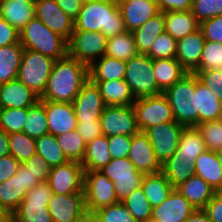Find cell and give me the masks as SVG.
Masks as SVG:
<instances>
[{
	"instance_id": "1",
	"label": "cell",
	"mask_w": 222,
	"mask_h": 222,
	"mask_svg": "<svg viewBox=\"0 0 222 222\" xmlns=\"http://www.w3.org/2000/svg\"><path fill=\"white\" fill-rule=\"evenodd\" d=\"M89 80V66L66 56L55 60L43 95L44 101L72 103Z\"/></svg>"
},
{
	"instance_id": "2",
	"label": "cell",
	"mask_w": 222,
	"mask_h": 222,
	"mask_svg": "<svg viewBox=\"0 0 222 222\" xmlns=\"http://www.w3.org/2000/svg\"><path fill=\"white\" fill-rule=\"evenodd\" d=\"M74 31L102 32L109 38L126 29L118 5L113 0H98L82 4L74 20Z\"/></svg>"
},
{
	"instance_id": "3",
	"label": "cell",
	"mask_w": 222,
	"mask_h": 222,
	"mask_svg": "<svg viewBox=\"0 0 222 222\" xmlns=\"http://www.w3.org/2000/svg\"><path fill=\"white\" fill-rule=\"evenodd\" d=\"M196 74L187 73L162 93L173 112L174 120L185 126L197 125Z\"/></svg>"
},
{
	"instance_id": "4",
	"label": "cell",
	"mask_w": 222,
	"mask_h": 222,
	"mask_svg": "<svg viewBox=\"0 0 222 222\" xmlns=\"http://www.w3.org/2000/svg\"><path fill=\"white\" fill-rule=\"evenodd\" d=\"M24 49L37 51L55 60L68 55V41L50 30L40 19L34 17L20 32Z\"/></svg>"
},
{
	"instance_id": "5",
	"label": "cell",
	"mask_w": 222,
	"mask_h": 222,
	"mask_svg": "<svg viewBox=\"0 0 222 222\" xmlns=\"http://www.w3.org/2000/svg\"><path fill=\"white\" fill-rule=\"evenodd\" d=\"M55 59L37 51L24 49L18 80L41 97L46 89Z\"/></svg>"
},
{
	"instance_id": "6",
	"label": "cell",
	"mask_w": 222,
	"mask_h": 222,
	"mask_svg": "<svg viewBox=\"0 0 222 222\" xmlns=\"http://www.w3.org/2000/svg\"><path fill=\"white\" fill-rule=\"evenodd\" d=\"M125 82L136 99L162 94L153 71V60L146 54H137L126 61Z\"/></svg>"
},
{
	"instance_id": "7",
	"label": "cell",
	"mask_w": 222,
	"mask_h": 222,
	"mask_svg": "<svg viewBox=\"0 0 222 222\" xmlns=\"http://www.w3.org/2000/svg\"><path fill=\"white\" fill-rule=\"evenodd\" d=\"M83 192L87 214L118 203L114 184L102 171H84Z\"/></svg>"
},
{
	"instance_id": "8",
	"label": "cell",
	"mask_w": 222,
	"mask_h": 222,
	"mask_svg": "<svg viewBox=\"0 0 222 222\" xmlns=\"http://www.w3.org/2000/svg\"><path fill=\"white\" fill-rule=\"evenodd\" d=\"M52 195L48 182H41L32 187L12 214L13 222H53L48 210Z\"/></svg>"
},
{
	"instance_id": "9",
	"label": "cell",
	"mask_w": 222,
	"mask_h": 222,
	"mask_svg": "<svg viewBox=\"0 0 222 222\" xmlns=\"http://www.w3.org/2000/svg\"><path fill=\"white\" fill-rule=\"evenodd\" d=\"M100 171L114 184L119 202H122L135 189L140 188L145 176L137 171L135 165L127 157L112 159Z\"/></svg>"
},
{
	"instance_id": "10",
	"label": "cell",
	"mask_w": 222,
	"mask_h": 222,
	"mask_svg": "<svg viewBox=\"0 0 222 222\" xmlns=\"http://www.w3.org/2000/svg\"><path fill=\"white\" fill-rule=\"evenodd\" d=\"M107 37L102 32L73 31L68 40V56L90 66L105 55Z\"/></svg>"
},
{
	"instance_id": "11",
	"label": "cell",
	"mask_w": 222,
	"mask_h": 222,
	"mask_svg": "<svg viewBox=\"0 0 222 222\" xmlns=\"http://www.w3.org/2000/svg\"><path fill=\"white\" fill-rule=\"evenodd\" d=\"M140 132L161 123L175 121L172 109L162 94L138 98L133 103Z\"/></svg>"
},
{
	"instance_id": "12",
	"label": "cell",
	"mask_w": 222,
	"mask_h": 222,
	"mask_svg": "<svg viewBox=\"0 0 222 222\" xmlns=\"http://www.w3.org/2000/svg\"><path fill=\"white\" fill-rule=\"evenodd\" d=\"M99 120L102 133L107 137L116 135L133 136L140 132L133 105L105 106Z\"/></svg>"
},
{
	"instance_id": "13",
	"label": "cell",
	"mask_w": 222,
	"mask_h": 222,
	"mask_svg": "<svg viewBox=\"0 0 222 222\" xmlns=\"http://www.w3.org/2000/svg\"><path fill=\"white\" fill-rule=\"evenodd\" d=\"M184 127L176 121H170L144 131L161 165L176 152Z\"/></svg>"
},
{
	"instance_id": "14",
	"label": "cell",
	"mask_w": 222,
	"mask_h": 222,
	"mask_svg": "<svg viewBox=\"0 0 222 222\" xmlns=\"http://www.w3.org/2000/svg\"><path fill=\"white\" fill-rule=\"evenodd\" d=\"M53 222H90L84 193L54 194L48 203Z\"/></svg>"
},
{
	"instance_id": "15",
	"label": "cell",
	"mask_w": 222,
	"mask_h": 222,
	"mask_svg": "<svg viewBox=\"0 0 222 222\" xmlns=\"http://www.w3.org/2000/svg\"><path fill=\"white\" fill-rule=\"evenodd\" d=\"M50 189L54 194L84 193V169L81 163L68 161L51 168L48 179Z\"/></svg>"
},
{
	"instance_id": "16",
	"label": "cell",
	"mask_w": 222,
	"mask_h": 222,
	"mask_svg": "<svg viewBox=\"0 0 222 222\" xmlns=\"http://www.w3.org/2000/svg\"><path fill=\"white\" fill-rule=\"evenodd\" d=\"M35 17L40 19L50 30L67 41L74 31V20L57 5L55 0H37L34 4Z\"/></svg>"
},
{
	"instance_id": "17",
	"label": "cell",
	"mask_w": 222,
	"mask_h": 222,
	"mask_svg": "<svg viewBox=\"0 0 222 222\" xmlns=\"http://www.w3.org/2000/svg\"><path fill=\"white\" fill-rule=\"evenodd\" d=\"M77 121L99 120L105 108L99 88L90 79L72 102Z\"/></svg>"
},
{
	"instance_id": "18",
	"label": "cell",
	"mask_w": 222,
	"mask_h": 222,
	"mask_svg": "<svg viewBox=\"0 0 222 222\" xmlns=\"http://www.w3.org/2000/svg\"><path fill=\"white\" fill-rule=\"evenodd\" d=\"M196 208L178 191L173 188L168 197L158 206L153 207V222H183Z\"/></svg>"
},
{
	"instance_id": "19",
	"label": "cell",
	"mask_w": 222,
	"mask_h": 222,
	"mask_svg": "<svg viewBox=\"0 0 222 222\" xmlns=\"http://www.w3.org/2000/svg\"><path fill=\"white\" fill-rule=\"evenodd\" d=\"M143 174L158 173L162 171V165L154 153L148 136L144 132H138L132 136V142L127 157Z\"/></svg>"
},
{
	"instance_id": "20",
	"label": "cell",
	"mask_w": 222,
	"mask_h": 222,
	"mask_svg": "<svg viewBox=\"0 0 222 222\" xmlns=\"http://www.w3.org/2000/svg\"><path fill=\"white\" fill-rule=\"evenodd\" d=\"M49 134L54 136L76 130L77 118L72 103L44 101Z\"/></svg>"
},
{
	"instance_id": "21",
	"label": "cell",
	"mask_w": 222,
	"mask_h": 222,
	"mask_svg": "<svg viewBox=\"0 0 222 222\" xmlns=\"http://www.w3.org/2000/svg\"><path fill=\"white\" fill-rule=\"evenodd\" d=\"M205 41L200 29L177 41L175 59L188 73L199 67Z\"/></svg>"
},
{
	"instance_id": "22",
	"label": "cell",
	"mask_w": 222,
	"mask_h": 222,
	"mask_svg": "<svg viewBox=\"0 0 222 222\" xmlns=\"http://www.w3.org/2000/svg\"><path fill=\"white\" fill-rule=\"evenodd\" d=\"M40 97L18 79L0 85V109L29 108Z\"/></svg>"
},
{
	"instance_id": "23",
	"label": "cell",
	"mask_w": 222,
	"mask_h": 222,
	"mask_svg": "<svg viewBox=\"0 0 222 222\" xmlns=\"http://www.w3.org/2000/svg\"><path fill=\"white\" fill-rule=\"evenodd\" d=\"M126 31H134L150 18L160 13L154 0H132L129 3L118 5Z\"/></svg>"
},
{
	"instance_id": "24",
	"label": "cell",
	"mask_w": 222,
	"mask_h": 222,
	"mask_svg": "<svg viewBox=\"0 0 222 222\" xmlns=\"http://www.w3.org/2000/svg\"><path fill=\"white\" fill-rule=\"evenodd\" d=\"M194 170L216 192H222V165L218 153L206 149L196 158Z\"/></svg>"
},
{
	"instance_id": "25",
	"label": "cell",
	"mask_w": 222,
	"mask_h": 222,
	"mask_svg": "<svg viewBox=\"0 0 222 222\" xmlns=\"http://www.w3.org/2000/svg\"><path fill=\"white\" fill-rule=\"evenodd\" d=\"M92 82L99 88L106 106H131L136 101L124 79Z\"/></svg>"
},
{
	"instance_id": "26",
	"label": "cell",
	"mask_w": 222,
	"mask_h": 222,
	"mask_svg": "<svg viewBox=\"0 0 222 222\" xmlns=\"http://www.w3.org/2000/svg\"><path fill=\"white\" fill-rule=\"evenodd\" d=\"M165 31L176 41L183 39L199 29V22L191 10L163 12Z\"/></svg>"
},
{
	"instance_id": "27",
	"label": "cell",
	"mask_w": 222,
	"mask_h": 222,
	"mask_svg": "<svg viewBox=\"0 0 222 222\" xmlns=\"http://www.w3.org/2000/svg\"><path fill=\"white\" fill-rule=\"evenodd\" d=\"M197 124L222 118V101L196 75Z\"/></svg>"
},
{
	"instance_id": "28",
	"label": "cell",
	"mask_w": 222,
	"mask_h": 222,
	"mask_svg": "<svg viewBox=\"0 0 222 222\" xmlns=\"http://www.w3.org/2000/svg\"><path fill=\"white\" fill-rule=\"evenodd\" d=\"M0 15L20 33L35 17L34 4L19 0H0Z\"/></svg>"
},
{
	"instance_id": "29",
	"label": "cell",
	"mask_w": 222,
	"mask_h": 222,
	"mask_svg": "<svg viewBox=\"0 0 222 222\" xmlns=\"http://www.w3.org/2000/svg\"><path fill=\"white\" fill-rule=\"evenodd\" d=\"M177 189L196 209H203L216 193L214 188L196 174Z\"/></svg>"
},
{
	"instance_id": "30",
	"label": "cell",
	"mask_w": 222,
	"mask_h": 222,
	"mask_svg": "<svg viewBox=\"0 0 222 222\" xmlns=\"http://www.w3.org/2000/svg\"><path fill=\"white\" fill-rule=\"evenodd\" d=\"M27 192L28 189L22 181V172L18 169L15 175L0 183V205L13 214Z\"/></svg>"
},
{
	"instance_id": "31",
	"label": "cell",
	"mask_w": 222,
	"mask_h": 222,
	"mask_svg": "<svg viewBox=\"0 0 222 222\" xmlns=\"http://www.w3.org/2000/svg\"><path fill=\"white\" fill-rule=\"evenodd\" d=\"M112 160L108 148V137L101 135L86 144L81 165L84 171H100Z\"/></svg>"
},
{
	"instance_id": "32",
	"label": "cell",
	"mask_w": 222,
	"mask_h": 222,
	"mask_svg": "<svg viewBox=\"0 0 222 222\" xmlns=\"http://www.w3.org/2000/svg\"><path fill=\"white\" fill-rule=\"evenodd\" d=\"M126 61L104 55L89 66V79L91 81H108L124 79Z\"/></svg>"
},
{
	"instance_id": "33",
	"label": "cell",
	"mask_w": 222,
	"mask_h": 222,
	"mask_svg": "<svg viewBox=\"0 0 222 222\" xmlns=\"http://www.w3.org/2000/svg\"><path fill=\"white\" fill-rule=\"evenodd\" d=\"M165 31L163 12L133 31L139 54H147L158 36Z\"/></svg>"
},
{
	"instance_id": "34",
	"label": "cell",
	"mask_w": 222,
	"mask_h": 222,
	"mask_svg": "<svg viewBox=\"0 0 222 222\" xmlns=\"http://www.w3.org/2000/svg\"><path fill=\"white\" fill-rule=\"evenodd\" d=\"M153 71L157 86L162 91L173 86L188 73L175 58L154 59Z\"/></svg>"
},
{
	"instance_id": "35",
	"label": "cell",
	"mask_w": 222,
	"mask_h": 222,
	"mask_svg": "<svg viewBox=\"0 0 222 222\" xmlns=\"http://www.w3.org/2000/svg\"><path fill=\"white\" fill-rule=\"evenodd\" d=\"M23 51L20 41L0 47V85L18 78Z\"/></svg>"
},
{
	"instance_id": "36",
	"label": "cell",
	"mask_w": 222,
	"mask_h": 222,
	"mask_svg": "<svg viewBox=\"0 0 222 222\" xmlns=\"http://www.w3.org/2000/svg\"><path fill=\"white\" fill-rule=\"evenodd\" d=\"M141 188L152 207L161 204L173 190L168 178L162 172L145 174Z\"/></svg>"
},
{
	"instance_id": "37",
	"label": "cell",
	"mask_w": 222,
	"mask_h": 222,
	"mask_svg": "<svg viewBox=\"0 0 222 222\" xmlns=\"http://www.w3.org/2000/svg\"><path fill=\"white\" fill-rule=\"evenodd\" d=\"M139 54L132 31L107 38L105 55L122 61H128Z\"/></svg>"
},
{
	"instance_id": "38",
	"label": "cell",
	"mask_w": 222,
	"mask_h": 222,
	"mask_svg": "<svg viewBox=\"0 0 222 222\" xmlns=\"http://www.w3.org/2000/svg\"><path fill=\"white\" fill-rule=\"evenodd\" d=\"M169 180L173 188H177L195 174L194 162L191 158L177 157L173 154L162 164L161 171Z\"/></svg>"
},
{
	"instance_id": "39",
	"label": "cell",
	"mask_w": 222,
	"mask_h": 222,
	"mask_svg": "<svg viewBox=\"0 0 222 222\" xmlns=\"http://www.w3.org/2000/svg\"><path fill=\"white\" fill-rule=\"evenodd\" d=\"M206 150L205 142L196 126L184 127L178 148L174 153L177 157L196 158Z\"/></svg>"
},
{
	"instance_id": "40",
	"label": "cell",
	"mask_w": 222,
	"mask_h": 222,
	"mask_svg": "<svg viewBox=\"0 0 222 222\" xmlns=\"http://www.w3.org/2000/svg\"><path fill=\"white\" fill-rule=\"evenodd\" d=\"M22 132L35 139L49 134L44 100L40 99L27 108V117L24 120Z\"/></svg>"
},
{
	"instance_id": "41",
	"label": "cell",
	"mask_w": 222,
	"mask_h": 222,
	"mask_svg": "<svg viewBox=\"0 0 222 222\" xmlns=\"http://www.w3.org/2000/svg\"><path fill=\"white\" fill-rule=\"evenodd\" d=\"M35 140L36 153L39 154L51 168L69 161L57 143L56 136L47 134Z\"/></svg>"
},
{
	"instance_id": "42",
	"label": "cell",
	"mask_w": 222,
	"mask_h": 222,
	"mask_svg": "<svg viewBox=\"0 0 222 222\" xmlns=\"http://www.w3.org/2000/svg\"><path fill=\"white\" fill-rule=\"evenodd\" d=\"M122 202L137 222L151 220L153 207L141 187L135 189Z\"/></svg>"
},
{
	"instance_id": "43",
	"label": "cell",
	"mask_w": 222,
	"mask_h": 222,
	"mask_svg": "<svg viewBox=\"0 0 222 222\" xmlns=\"http://www.w3.org/2000/svg\"><path fill=\"white\" fill-rule=\"evenodd\" d=\"M56 140L69 161L82 162L85 154L86 143L81 138V135L77 130L56 136Z\"/></svg>"
},
{
	"instance_id": "44",
	"label": "cell",
	"mask_w": 222,
	"mask_h": 222,
	"mask_svg": "<svg viewBox=\"0 0 222 222\" xmlns=\"http://www.w3.org/2000/svg\"><path fill=\"white\" fill-rule=\"evenodd\" d=\"M9 150L20 163L27 161L36 153V140L23 132L8 134Z\"/></svg>"
},
{
	"instance_id": "45",
	"label": "cell",
	"mask_w": 222,
	"mask_h": 222,
	"mask_svg": "<svg viewBox=\"0 0 222 222\" xmlns=\"http://www.w3.org/2000/svg\"><path fill=\"white\" fill-rule=\"evenodd\" d=\"M207 150L219 153L222 150V118L196 125Z\"/></svg>"
},
{
	"instance_id": "46",
	"label": "cell",
	"mask_w": 222,
	"mask_h": 222,
	"mask_svg": "<svg viewBox=\"0 0 222 222\" xmlns=\"http://www.w3.org/2000/svg\"><path fill=\"white\" fill-rule=\"evenodd\" d=\"M90 222H137L128 211L123 202L110 205L97 210Z\"/></svg>"
},
{
	"instance_id": "47",
	"label": "cell",
	"mask_w": 222,
	"mask_h": 222,
	"mask_svg": "<svg viewBox=\"0 0 222 222\" xmlns=\"http://www.w3.org/2000/svg\"><path fill=\"white\" fill-rule=\"evenodd\" d=\"M27 108L0 109V129L7 134L22 132Z\"/></svg>"
},
{
	"instance_id": "48",
	"label": "cell",
	"mask_w": 222,
	"mask_h": 222,
	"mask_svg": "<svg viewBox=\"0 0 222 222\" xmlns=\"http://www.w3.org/2000/svg\"><path fill=\"white\" fill-rule=\"evenodd\" d=\"M176 49L177 41L164 31L157 37L146 55L152 60L175 58Z\"/></svg>"
},
{
	"instance_id": "49",
	"label": "cell",
	"mask_w": 222,
	"mask_h": 222,
	"mask_svg": "<svg viewBox=\"0 0 222 222\" xmlns=\"http://www.w3.org/2000/svg\"><path fill=\"white\" fill-rule=\"evenodd\" d=\"M207 69L222 70V43L205 41L200 64L196 70Z\"/></svg>"
},
{
	"instance_id": "50",
	"label": "cell",
	"mask_w": 222,
	"mask_h": 222,
	"mask_svg": "<svg viewBox=\"0 0 222 222\" xmlns=\"http://www.w3.org/2000/svg\"><path fill=\"white\" fill-rule=\"evenodd\" d=\"M196 20H204L222 15V0H193L191 9Z\"/></svg>"
},
{
	"instance_id": "51",
	"label": "cell",
	"mask_w": 222,
	"mask_h": 222,
	"mask_svg": "<svg viewBox=\"0 0 222 222\" xmlns=\"http://www.w3.org/2000/svg\"><path fill=\"white\" fill-rule=\"evenodd\" d=\"M198 80L222 101V70H195Z\"/></svg>"
},
{
	"instance_id": "52",
	"label": "cell",
	"mask_w": 222,
	"mask_h": 222,
	"mask_svg": "<svg viewBox=\"0 0 222 222\" xmlns=\"http://www.w3.org/2000/svg\"><path fill=\"white\" fill-rule=\"evenodd\" d=\"M199 29L206 41L222 43V15L200 22Z\"/></svg>"
},
{
	"instance_id": "53",
	"label": "cell",
	"mask_w": 222,
	"mask_h": 222,
	"mask_svg": "<svg viewBox=\"0 0 222 222\" xmlns=\"http://www.w3.org/2000/svg\"><path fill=\"white\" fill-rule=\"evenodd\" d=\"M132 136L116 135L108 137V148L112 159L128 157Z\"/></svg>"
},
{
	"instance_id": "54",
	"label": "cell",
	"mask_w": 222,
	"mask_h": 222,
	"mask_svg": "<svg viewBox=\"0 0 222 222\" xmlns=\"http://www.w3.org/2000/svg\"><path fill=\"white\" fill-rule=\"evenodd\" d=\"M24 164L40 182H47L51 173V166L37 153L32 155Z\"/></svg>"
},
{
	"instance_id": "55",
	"label": "cell",
	"mask_w": 222,
	"mask_h": 222,
	"mask_svg": "<svg viewBox=\"0 0 222 222\" xmlns=\"http://www.w3.org/2000/svg\"><path fill=\"white\" fill-rule=\"evenodd\" d=\"M76 130L86 144L103 135L100 120L78 121Z\"/></svg>"
},
{
	"instance_id": "56",
	"label": "cell",
	"mask_w": 222,
	"mask_h": 222,
	"mask_svg": "<svg viewBox=\"0 0 222 222\" xmlns=\"http://www.w3.org/2000/svg\"><path fill=\"white\" fill-rule=\"evenodd\" d=\"M20 41V33L0 15V47L16 44Z\"/></svg>"
},
{
	"instance_id": "57",
	"label": "cell",
	"mask_w": 222,
	"mask_h": 222,
	"mask_svg": "<svg viewBox=\"0 0 222 222\" xmlns=\"http://www.w3.org/2000/svg\"><path fill=\"white\" fill-rule=\"evenodd\" d=\"M20 164L11 154L0 157V183L15 175Z\"/></svg>"
},
{
	"instance_id": "58",
	"label": "cell",
	"mask_w": 222,
	"mask_h": 222,
	"mask_svg": "<svg viewBox=\"0 0 222 222\" xmlns=\"http://www.w3.org/2000/svg\"><path fill=\"white\" fill-rule=\"evenodd\" d=\"M203 210L212 222H222V192H216Z\"/></svg>"
},
{
	"instance_id": "59",
	"label": "cell",
	"mask_w": 222,
	"mask_h": 222,
	"mask_svg": "<svg viewBox=\"0 0 222 222\" xmlns=\"http://www.w3.org/2000/svg\"><path fill=\"white\" fill-rule=\"evenodd\" d=\"M160 12L189 11L192 9L193 0H154Z\"/></svg>"
},
{
	"instance_id": "60",
	"label": "cell",
	"mask_w": 222,
	"mask_h": 222,
	"mask_svg": "<svg viewBox=\"0 0 222 222\" xmlns=\"http://www.w3.org/2000/svg\"><path fill=\"white\" fill-rule=\"evenodd\" d=\"M59 8L71 19L75 20L81 10L82 3L79 0H55Z\"/></svg>"
},
{
	"instance_id": "61",
	"label": "cell",
	"mask_w": 222,
	"mask_h": 222,
	"mask_svg": "<svg viewBox=\"0 0 222 222\" xmlns=\"http://www.w3.org/2000/svg\"><path fill=\"white\" fill-rule=\"evenodd\" d=\"M18 169L22 172V181L28 190L41 183L24 163H21Z\"/></svg>"
},
{
	"instance_id": "62",
	"label": "cell",
	"mask_w": 222,
	"mask_h": 222,
	"mask_svg": "<svg viewBox=\"0 0 222 222\" xmlns=\"http://www.w3.org/2000/svg\"><path fill=\"white\" fill-rule=\"evenodd\" d=\"M183 222H212L203 209H196L186 220Z\"/></svg>"
},
{
	"instance_id": "63",
	"label": "cell",
	"mask_w": 222,
	"mask_h": 222,
	"mask_svg": "<svg viewBox=\"0 0 222 222\" xmlns=\"http://www.w3.org/2000/svg\"><path fill=\"white\" fill-rule=\"evenodd\" d=\"M10 154L8 134L0 129V157Z\"/></svg>"
},
{
	"instance_id": "64",
	"label": "cell",
	"mask_w": 222,
	"mask_h": 222,
	"mask_svg": "<svg viewBox=\"0 0 222 222\" xmlns=\"http://www.w3.org/2000/svg\"><path fill=\"white\" fill-rule=\"evenodd\" d=\"M0 222H13L12 214L0 205Z\"/></svg>"
},
{
	"instance_id": "65",
	"label": "cell",
	"mask_w": 222,
	"mask_h": 222,
	"mask_svg": "<svg viewBox=\"0 0 222 222\" xmlns=\"http://www.w3.org/2000/svg\"><path fill=\"white\" fill-rule=\"evenodd\" d=\"M117 5H123L131 2L132 0H113Z\"/></svg>"
},
{
	"instance_id": "66",
	"label": "cell",
	"mask_w": 222,
	"mask_h": 222,
	"mask_svg": "<svg viewBox=\"0 0 222 222\" xmlns=\"http://www.w3.org/2000/svg\"><path fill=\"white\" fill-rule=\"evenodd\" d=\"M17 1V0H16ZM20 2L35 4L37 0H19Z\"/></svg>"
},
{
	"instance_id": "67",
	"label": "cell",
	"mask_w": 222,
	"mask_h": 222,
	"mask_svg": "<svg viewBox=\"0 0 222 222\" xmlns=\"http://www.w3.org/2000/svg\"><path fill=\"white\" fill-rule=\"evenodd\" d=\"M220 164L222 165V150L218 153Z\"/></svg>"
},
{
	"instance_id": "68",
	"label": "cell",
	"mask_w": 222,
	"mask_h": 222,
	"mask_svg": "<svg viewBox=\"0 0 222 222\" xmlns=\"http://www.w3.org/2000/svg\"><path fill=\"white\" fill-rule=\"evenodd\" d=\"M82 4H84V3H88V2H90V1H98V0H79Z\"/></svg>"
}]
</instances>
